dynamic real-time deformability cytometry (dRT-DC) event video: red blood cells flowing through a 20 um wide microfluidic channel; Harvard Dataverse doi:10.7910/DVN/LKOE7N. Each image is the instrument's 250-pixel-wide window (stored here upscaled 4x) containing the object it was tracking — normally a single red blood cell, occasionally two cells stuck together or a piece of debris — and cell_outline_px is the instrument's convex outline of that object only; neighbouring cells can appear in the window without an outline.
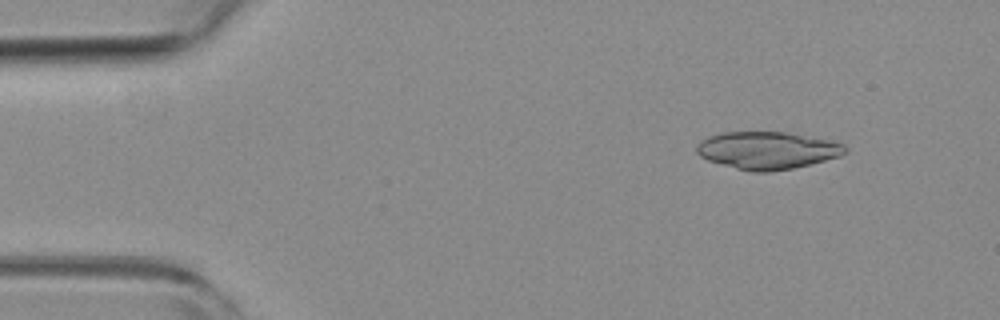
{"species": "common noctule bat (a hibernating species)", "species_latin": "Nyctalus noctula", "temperature_condition": "room temperature", "stored_images_in_passage": 35, "camera_frame_rate_fps": 3000, "um_per_image_px": 0.085, "animal": {"sex": "female", "body_mass_g": 19.3, "forearm_length_mm": 54.1}, "frame": {"image": 1, "passage_image": 2, "time_ms": 0.333, "image_size_px": [1000, 320], "cell_outline_px": [[848, 152], [840, 156], [792, 168], [768, 172], [752, 172], [736, 168], [708, 160], [700, 156], [696, 152], [696, 148], [700, 140], [708, 136], [724, 132], [784, 132], [828, 140], [844, 144], [848, 148]], "centroid_in_image_um": [65.2, 12.78], "position_along_channel_um": 19.8, "area_um2": 32.14}}